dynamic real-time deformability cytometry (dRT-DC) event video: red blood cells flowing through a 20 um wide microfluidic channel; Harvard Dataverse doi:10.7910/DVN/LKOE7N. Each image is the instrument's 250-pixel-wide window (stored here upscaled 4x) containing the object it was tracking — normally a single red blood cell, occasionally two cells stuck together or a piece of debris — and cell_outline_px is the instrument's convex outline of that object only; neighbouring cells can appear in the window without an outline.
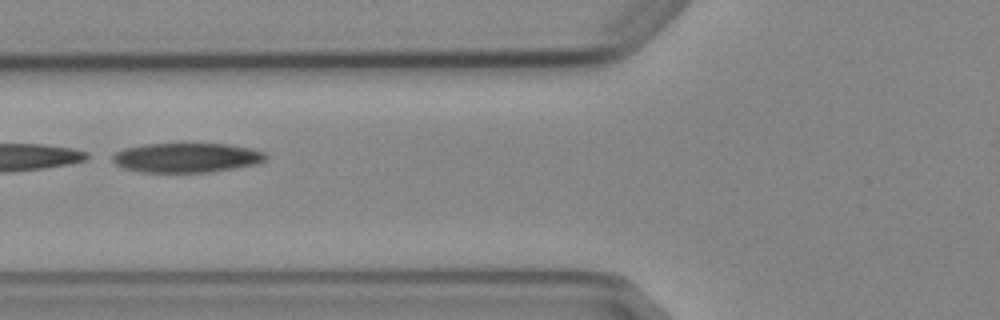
{"species": "Egyptian fruit bat (a non-hibernating species)", "species_latin": "Rousettus aegyptiacus", "temperature_condition": "cold", "stored_images_in_passage": 8, "camera_frame_rate_fps": 3000, "um_per_image_px": 0.085, "animal": {"sex": "female"}, "frame": {"image": 1, "passage_image": 6, "time_ms": 6.0, "image_size_px": [1000, 320], "cell_outline_px": [[268, 156], [264, 160], [256, 164], [236, 168], [212, 172], [140, 172], [124, 168], [116, 164], [112, 160], [112, 156], [116, 152], [124, 148], [144, 144], [228, 144], [248, 148], [264, 152]], "centroid_in_image_um": [15.85, 13.41], "position_along_channel_um": 110.0, "area_um2": 26.3}}